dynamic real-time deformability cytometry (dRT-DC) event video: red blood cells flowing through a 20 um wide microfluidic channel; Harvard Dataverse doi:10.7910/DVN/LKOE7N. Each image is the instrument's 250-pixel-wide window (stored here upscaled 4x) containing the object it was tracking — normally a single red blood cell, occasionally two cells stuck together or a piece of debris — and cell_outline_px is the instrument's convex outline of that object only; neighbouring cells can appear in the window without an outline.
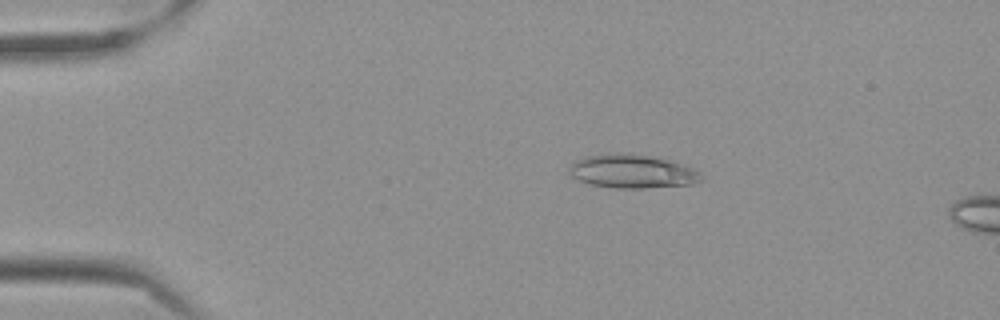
{"species": "Egyptian fruit bat (a non-hibernating species)", "species_latin": "Rousettus aegyptiacus", "temperature_condition": "cold", "stored_images_in_passage": 57, "camera_frame_rate_fps": 3000, "um_per_image_px": 0.085, "frame": {"image": 1, "passage_image": 11, "time_ms": 3.333, "image_size_px": [1000, 320], "cell_outline_px": [[704, 176], [700, 180], [692, 184], [644, 188], [612, 188], [588, 184], [572, 176], [568, 172], [568, 168], [576, 160], [588, 156], [608, 152], [628, 152], [668, 160], [692, 168]], "centroid_in_image_um": [53.69, 14.56], "position_along_channel_um": 31.3, "area_um2": 25.89}}
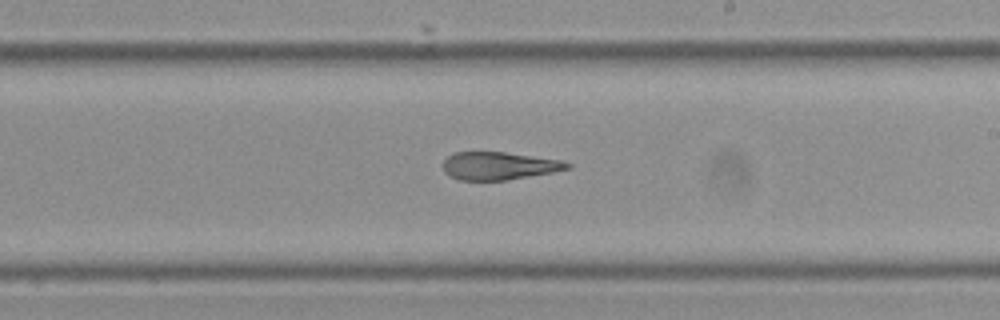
{"frame": {"image": 2, "passage_image": 34, "time_ms": 11.0, "image_size_px": [1000, 320], "cell_outline_px": [[572, 168], [552, 172], [504, 180], [460, 180], [448, 176], [444, 172], [444, 160], [448, 156], [456, 152], [504, 152], [560, 160], [572, 164]], "centroid_in_image_um": [42.39, 14.1], "position_along_channel_um": 246.6, "area_um2": 19.94}}
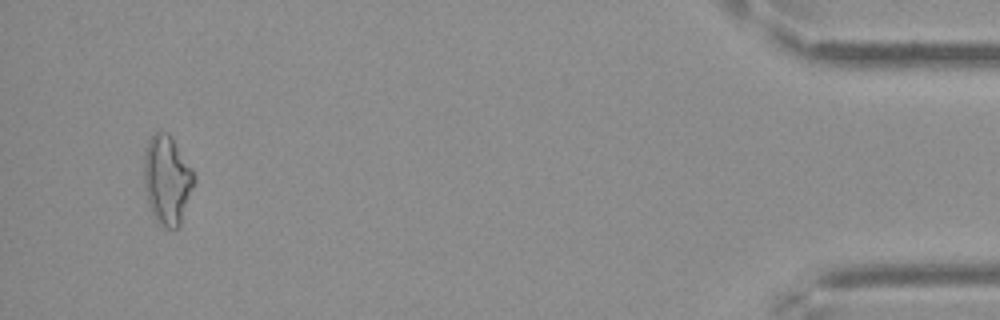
{"frame": {"image": 3, "passage_image": 55, "time_ms": 18.0, "image_size_px": [1000, 320], "cell_outline_px": [[196, 180], [180, 224], [176, 228], [164, 228], [156, 220], [148, 204], [144, 184], [144, 156], [148, 140], [156, 132], [168, 132], [196, 176]], "centroid_in_image_um": [14.2, 15.31], "position_along_channel_um": 421.0, "area_um2": 25.72}, "authors_computed_cell_mechanics": {"area_um2": 23.12, "velocity_mm_per_s": 3.532, "shape_relaxation_time_tau1_ms": null, "shape_relaxation_time_tau2_ms": 4.0836, "deformation_change_tau1": null, "deformation_change_tau2": 0.1251}}